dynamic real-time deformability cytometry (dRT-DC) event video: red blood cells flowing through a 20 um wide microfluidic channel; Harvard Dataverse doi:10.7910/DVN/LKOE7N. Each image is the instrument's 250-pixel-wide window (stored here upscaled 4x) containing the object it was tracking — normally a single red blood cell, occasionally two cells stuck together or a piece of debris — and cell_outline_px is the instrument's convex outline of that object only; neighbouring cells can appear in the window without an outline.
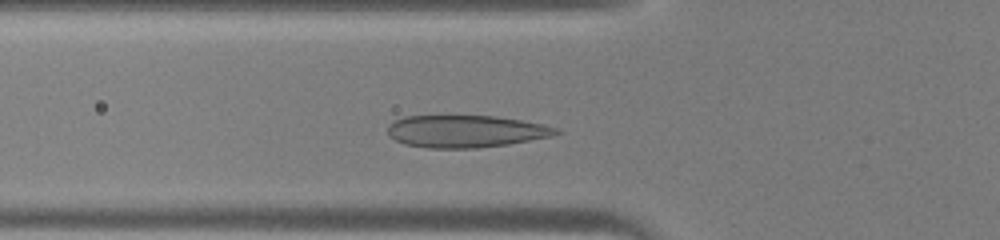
{"species": "human", "species_latin": "Homo sapiens", "temperature_condition": "warm", "stored_images_in_passage": 30, "camera_frame_rate_fps": 3000, "um_per_image_px": 0.085, "donor": {"sex": "male"}, "frame": {"image": 1, "passage_image": 7, "time_ms": 2.0, "image_size_px": [1000, 240], "cell_outline_px": [[564, 132], [552, 136], [508, 144], [476, 148], [428, 148], [404, 144], [388, 136], [388, 124], [404, 116], [496, 116], [520, 120], [560, 128]], "centroid_in_image_um": [39.59, 11.16], "position_along_channel_um": 86.2, "area_um2": 31.67}}
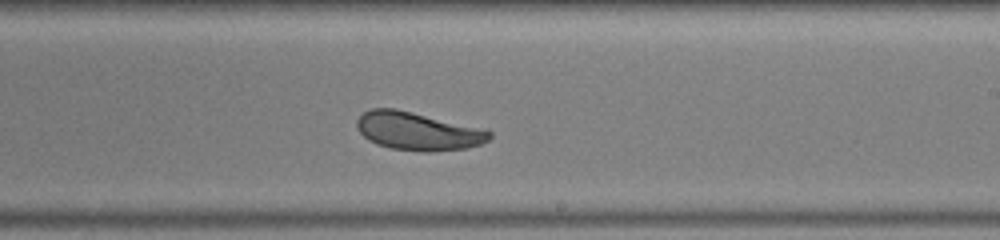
{"frame": {"image": 2, "passage_image": 18, "time_ms": 5.667, "image_size_px": [1000, 240], "cell_outline_px": [[492, 136], [488, 140], [480, 144], [468, 148], [428, 152], [424, 152], [392, 148], [376, 144], [368, 140], [356, 128], [356, 120], [364, 112], [372, 108], [396, 108], [488, 128], [492, 132]], "centroid_in_image_um": [35.57, 11.13], "position_along_channel_um": 253.4, "area_um2": 30.0}}
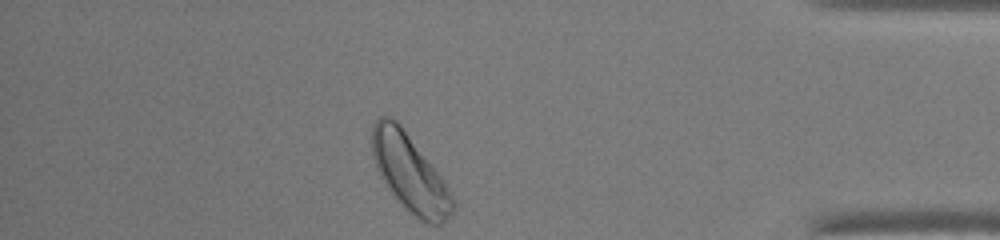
{"frame": {"image": 3, "passage_image": 30, "time_ms": 9.667, "image_size_px": [1000, 240], "cell_outline_px": [[456, 200], [452, 212], [440, 224], [428, 224], [420, 220], [392, 192], [380, 176], [376, 168], [372, 156], [372, 124], [380, 116], [392, 116], [400, 124], [440, 176]], "centroid_in_image_um": [34.82, 14.66], "position_along_channel_um": 400.4, "area_um2": 35.37}}